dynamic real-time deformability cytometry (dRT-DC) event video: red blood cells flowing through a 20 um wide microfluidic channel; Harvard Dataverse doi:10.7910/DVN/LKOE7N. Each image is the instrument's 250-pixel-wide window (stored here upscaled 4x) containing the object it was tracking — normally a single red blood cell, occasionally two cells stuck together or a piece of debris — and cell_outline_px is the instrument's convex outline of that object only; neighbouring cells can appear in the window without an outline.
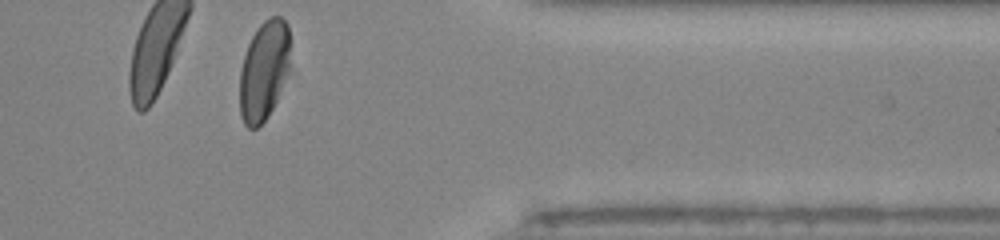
{"species": "human", "species_latin": "Homo sapiens", "temperature_condition": "room temperature", "stored_images_in_passage": 26, "camera_frame_rate_fps": 3000, "um_per_image_px": 0.085, "donor": {"sex": "male"}, "frame": {"image": 1, "passage_image": 26, "time_ms": 8.333, "image_size_px": [1000, 240], "cell_outline_px": [[292, 72], [268, 116], [256, 128], [248, 128], [244, 124], [240, 116], [240, 72], [244, 56], [248, 44], [256, 28], [268, 16], [280, 16], [288, 24], [292, 68]], "centroid_in_image_um": [22.49, 5.98], "position_along_channel_um": 388.9, "area_um2": 30.23}, "authors_computed_cell_mechanics": {"area_um2": 33.0327, "velocity_mm_per_s": 4.0264, "shape_relaxation_time_tau1_ms": 2.9367, "shape_relaxation_time_tau2_ms": null, "deformation_change_tau1": 0.1697, "deformation_change_tau2": null}}